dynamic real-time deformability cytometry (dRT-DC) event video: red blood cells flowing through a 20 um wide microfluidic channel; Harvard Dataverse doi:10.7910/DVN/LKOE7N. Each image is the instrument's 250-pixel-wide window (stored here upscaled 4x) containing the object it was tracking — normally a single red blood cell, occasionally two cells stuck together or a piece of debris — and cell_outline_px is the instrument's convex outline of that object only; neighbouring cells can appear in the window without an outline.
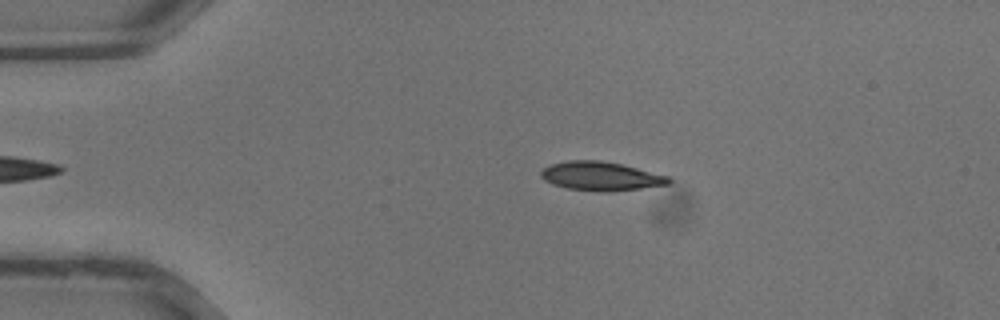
{"species": "common noctule bat (a hibernating species)", "species_latin": "Nyctalus noctula", "temperature_condition": "warm", "stored_images_in_passage": 29, "camera_frame_rate_fps": 3000, "um_per_image_px": 0.085, "animal": {"sex": "male", "body_mass_g": 13.3}, "frame": {"image": 1, "passage_image": 5, "time_ms": 1.333, "image_size_px": [1000, 320], "cell_outline_px": [[672, 180], [668, 184], [640, 188], [608, 192], [568, 188], [552, 184], [544, 180], [540, 176], [540, 172], [544, 168], [552, 164], [568, 160], [600, 160], [620, 164], [668, 176]], "centroid_in_image_um": [51.04, 14.97], "position_along_channel_um": 34.0, "area_um2": 21.15}}
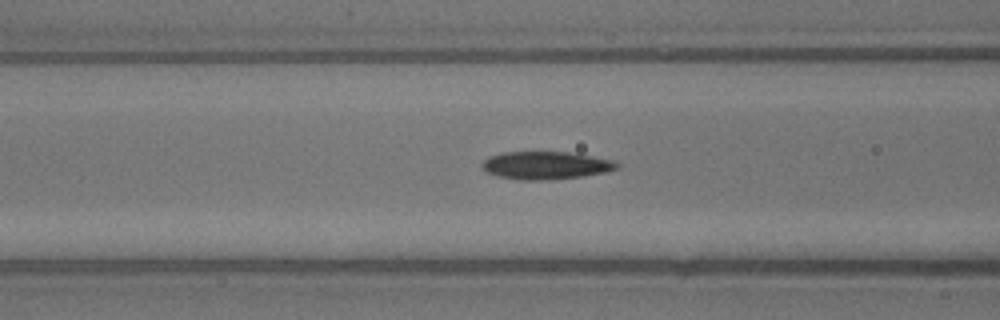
{"frame": {"image": 2, "passage_image": 12, "time_ms": 3.667, "image_size_px": [1000, 320], "cell_outline_px": [[620, 168], [604, 172], [584, 176], [552, 180], [520, 180], [500, 176], [488, 172], [480, 168], [480, 164], [488, 156], [504, 152], [568, 152], [592, 156], [612, 160], [620, 164]], "centroid_in_image_um": [46.39, 14.06], "position_along_channel_um": 120.2, "area_um2": 21.96}}
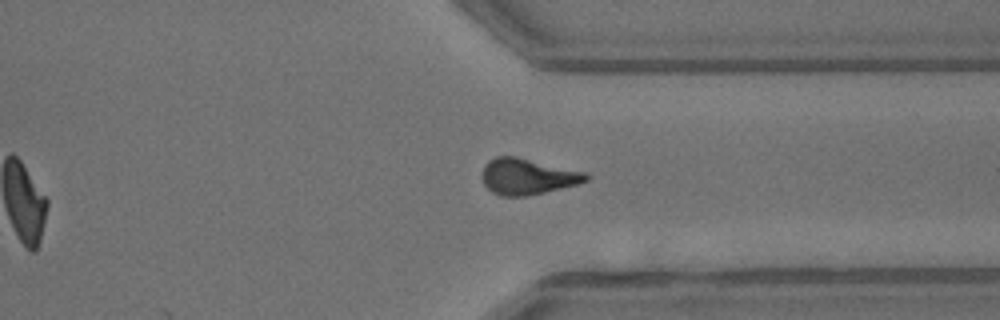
{"frame": {"image": 3, "passage_image": 25, "time_ms": 8.0, "image_size_px": [1000, 320], "cell_outline_px": [[588, 180], [576, 184], [544, 192], [524, 196], [500, 196], [492, 192], [484, 184], [480, 176], [484, 164], [488, 160], [496, 156], [516, 156], [584, 172], [588, 176]], "centroid_in_image_um": [44.75, 14.99], "position_along_channel_um": 366.6, "area_um2": 21.68}}